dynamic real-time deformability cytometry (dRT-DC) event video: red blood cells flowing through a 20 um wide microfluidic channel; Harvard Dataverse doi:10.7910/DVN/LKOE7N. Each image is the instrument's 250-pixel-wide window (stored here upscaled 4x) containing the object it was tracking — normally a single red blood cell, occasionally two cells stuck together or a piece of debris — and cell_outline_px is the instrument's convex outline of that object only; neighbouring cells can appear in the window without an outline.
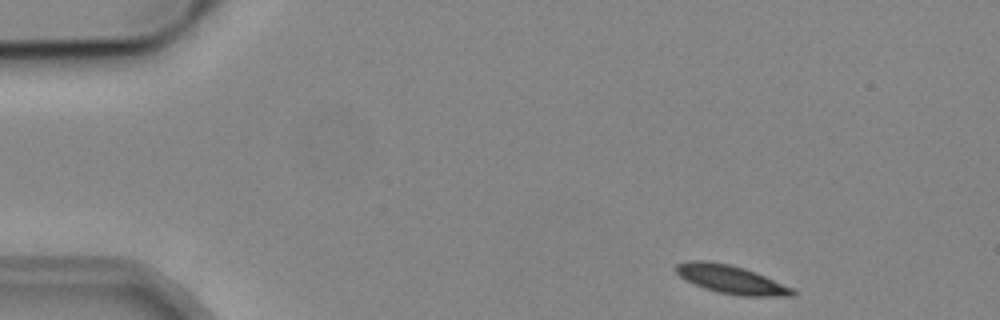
{"species": "common noctule bat (a hibernating species)", "species_latin": "Nyctalus noctula", "temperature_condition": "cold", "stored_images_in_passage": 3, "camera_frame_rate_fps": 3000, "um_per_image_px": 0.085, "animal": {"sex": "male", "body_mass_g": 19.2, "forearm_length_mm": 51.8}, "frame": {"image": 1, "passage_image": 1, "time_ms": 0.0, "image_size_px": [1000, 320], "cell_outline_px": [[796, 296], [740, 296], [716, 292], [704, 288], [680, 276], [676, 272], [676, 264], [688, 260], [708, 260], [728, 264], [744, 268], [764, 276], [792, 288], [796, 292]], "centroid_in_image_um": [62.13, 23.75], "position_along_channel_um": 22.9, "area_um2": 19.07}}